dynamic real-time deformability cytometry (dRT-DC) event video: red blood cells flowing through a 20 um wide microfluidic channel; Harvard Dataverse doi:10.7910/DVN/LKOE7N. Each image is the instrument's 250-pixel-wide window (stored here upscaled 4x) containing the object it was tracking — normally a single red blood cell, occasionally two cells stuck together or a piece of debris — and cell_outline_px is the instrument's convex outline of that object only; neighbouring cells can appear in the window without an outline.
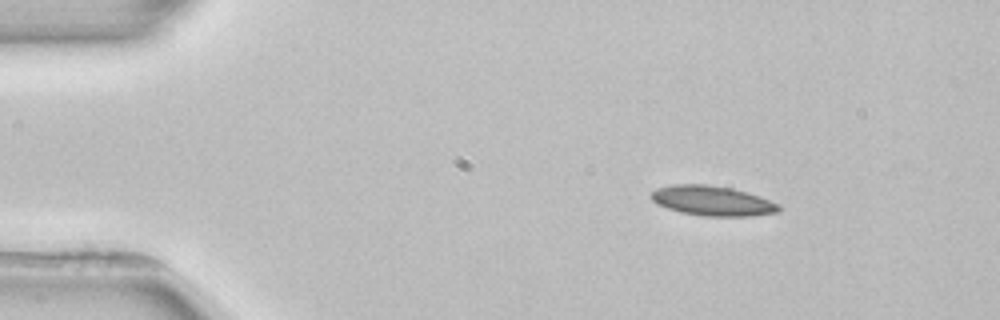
{"species": "common noctule bat (a hibernating species)", "species_latin": "Nyctalus noctula", "temperature_condition": "room temperature", "stored_images_in_passage": 3, "camera_frame_rate_fps": 3000, "um_per_image_px": 0.085, "animal": {"sex": "female", "body_mass_g": 22.7, "forearm_length_mm": 54.2}, "frame": {"image": 1, "passage_image": 1, "time_ms": 0.0, "image_size_px": [1000, 320], "cell_outline_px": [[780, 212], [752, 216], [704, 216], [680, 212], [656, 204], [648, 196], [656, 188], [672, 184], [708, 184], [732, 188], [748, 192], [760, 196], [780, 204]], "centroid_in_image_um": [60.55, 17.06], "position_along_channel_um": 24.4, "area_um2": 22.54}}
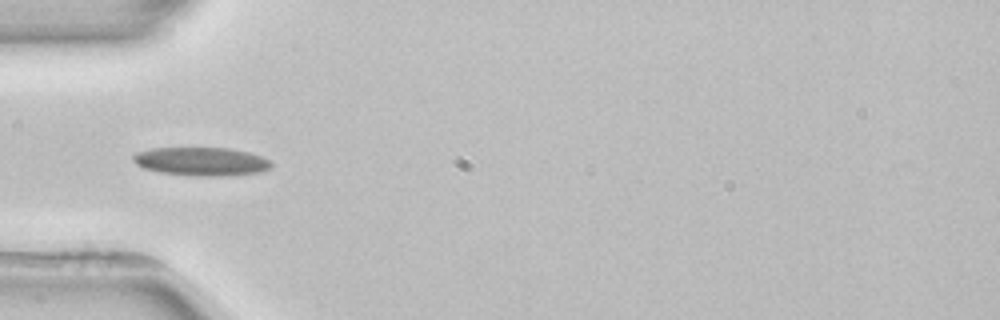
{"frame": {"image": 2, "passage_image": 3, "time_ms": 3.0, "image_size_px": [1000, 320], "cell_outline_px": [[272, 164], [268, 168], [260, 172], [228, 176], [192, 176], [160, 172], [144, 168], [136, 164], [132, 160], [132, 156], [136, 152], [152, 148], [228, 148], [248, 152], [260, 156], [268, 160]], "centroid_in_image_um": [17.07, 13.73], "position_along_channel_um": 67.9, "area_um2": 22.89}}